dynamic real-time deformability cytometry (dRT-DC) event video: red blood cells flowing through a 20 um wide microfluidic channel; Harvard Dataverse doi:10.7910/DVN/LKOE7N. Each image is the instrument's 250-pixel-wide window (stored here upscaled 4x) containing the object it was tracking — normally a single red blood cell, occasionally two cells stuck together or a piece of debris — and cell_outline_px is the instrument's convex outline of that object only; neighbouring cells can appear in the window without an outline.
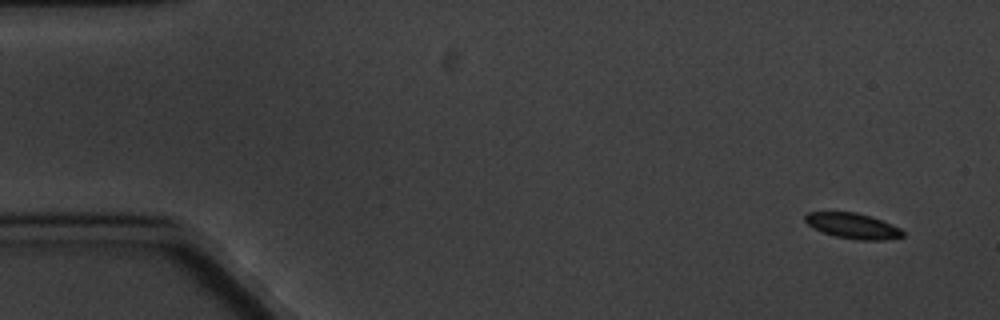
{"species": "common noctule bat (a hibernating species)", "species_latin": "Nyctalus noctula", "temperature_condition": "cold", "stored_images_in_passage": 9, "camera_frame_rate_fps": 3000, "um_per_image_px": 0.085, "animal": {"sex": "male", "body_mass_g": 20.1, "forearm_length_mm": 53.5}, "frame": {"image": 1, "passage_image": 1, "time_ms": 0.0, "image_size_px": [1000, 320], "cell_outline_px": [[904, 236], [884, 240], [856, 240], [836, 236], [812, 228], [804, 220], [804, 216], [808, 212], [856, 212], [880, 220], [900, 228], [904, 232]], "centroid_in_image_um": [72.47, 19.2], "position_along_channel_um": 12.5, "area_um2": 14.33}}
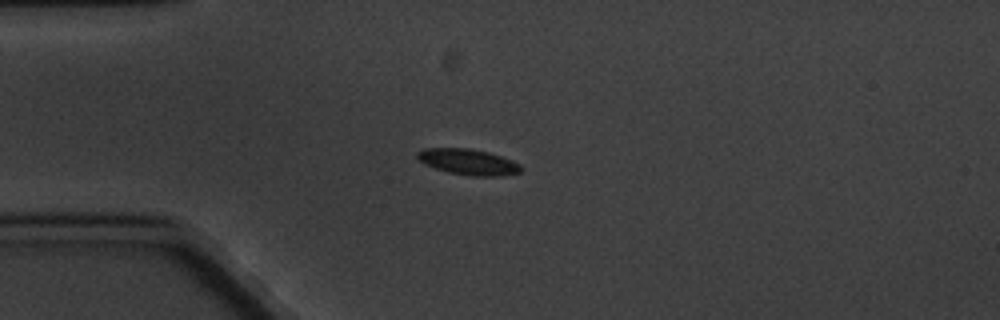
{"frame": {"image": 2, "passage_image": 4, "time_ms": 4.0, "image_size_px": [1000, 320], "cell_outline_px": [[520, 172], [504, 176], [472, 176], [448, 172], [424, 164], [416, 156], [416, 152], [424, 148], [468, 148], [488, 152], [512, 160], [520, 164]], "centroid_in_image_um": [39.79, 13.76], "position_along_channel_um": 45.2, "area_um2": 15.55}}